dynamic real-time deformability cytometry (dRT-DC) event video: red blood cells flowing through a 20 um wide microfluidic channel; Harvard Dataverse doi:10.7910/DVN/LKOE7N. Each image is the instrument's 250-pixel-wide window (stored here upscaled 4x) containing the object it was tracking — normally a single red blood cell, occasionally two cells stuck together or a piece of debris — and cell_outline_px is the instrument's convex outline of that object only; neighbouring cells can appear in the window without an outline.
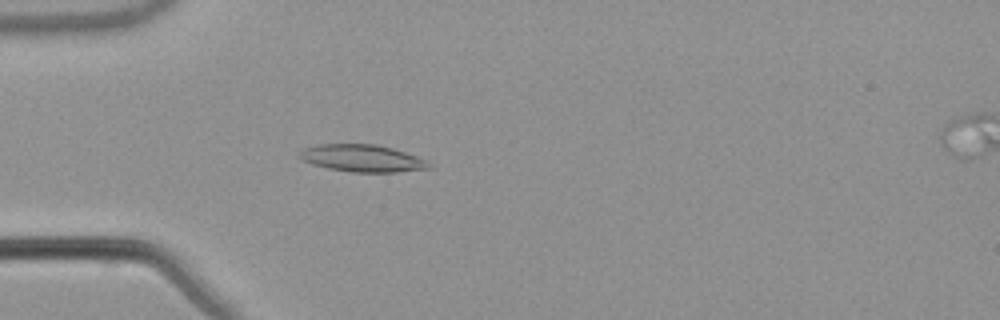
{"species": "common noctule bat (a hibernating species)", "species_latin": "Nyctalus noctula", "temperature_condition": "warm", "stored_images_in_passage": 55, "camera_frame_rate_fps": 3000, "um_per_image_px": 0.085, "animal": {"sex": "male", "body_mass_g": 21.5, "forearm_length_mm": 52.0}, "frame": {"image": 1, "passage_image": 17, "time_ms": 5.333, "image_size_px": [1000, 320], "cell_outline_px": [[432, 168], [396, 172], [352, 172], [328, 168], [312, 164], [296, 156], [296, 152], [304, 148], [316, 144], [376, 144], [392, 148], [428, 160], [432, 164]], "centroid_in_image_um": [30.77, 13.45], "position_along_channel_um": 54.2, "area_um2": 20.69}}
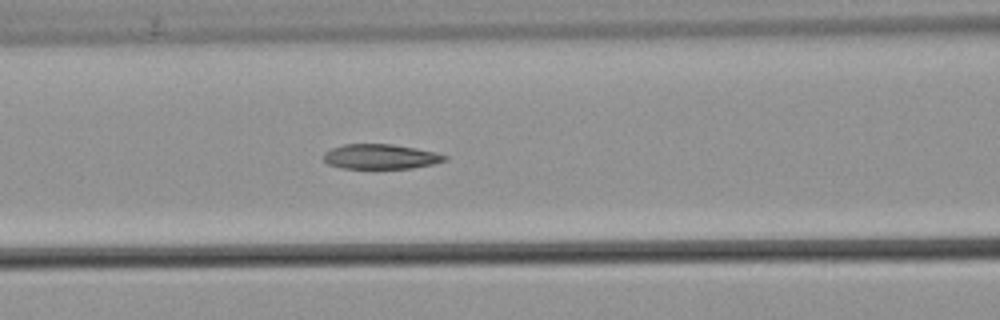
{"frame": {"image": 2, "passage_image": 24, "time_ms": 7.667, "image_size_px": [1000, 320], "cell_outline_px": [[448, 160], [432, 164], [412, 168], [340, 168], [328, 164], [324, 160], [324, 152], [332, 148], [344, 144], [392, 144], [416, 148], [448, 156]], "centroid_in_image_um": [32.33, 13.31], "position_along_channel_um": 134.3, "area_um2": 17.46}}
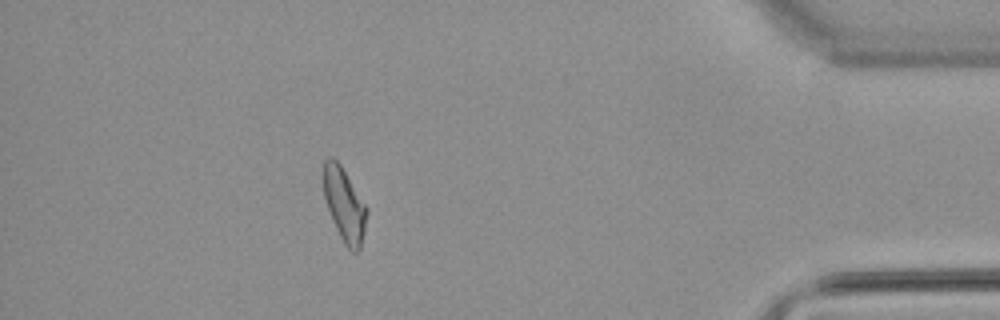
{"frame": {"image": 3, "passage_image": 49, "time_ms": 16.0, "image_size_px": [1000, 320], "cell_outline_px": [[368, 212], [364, 232], [360, 248], [356, 252], [352, 252], [344, 244], [332, 220], [324, 196], [320, 172], [324, 160], [328, 156], [332, 156], [340, 164], [368, 208]], "centroid_in_image_um": [29.23, 17.33], "position_along_channel_um": 406.0, "area_um2": 18.9}, "authors_computed_cell_mechanics": {"area_um2": 19.0162, "velocity_mm_per_s": 3.8348, "shape_relaxation_time_tau1_ms": null, "shape_relaxation_time_tau2_ms": 2.9411, "deformation_change_tau1": null, "deformation_change_tau2": 0.1051}}